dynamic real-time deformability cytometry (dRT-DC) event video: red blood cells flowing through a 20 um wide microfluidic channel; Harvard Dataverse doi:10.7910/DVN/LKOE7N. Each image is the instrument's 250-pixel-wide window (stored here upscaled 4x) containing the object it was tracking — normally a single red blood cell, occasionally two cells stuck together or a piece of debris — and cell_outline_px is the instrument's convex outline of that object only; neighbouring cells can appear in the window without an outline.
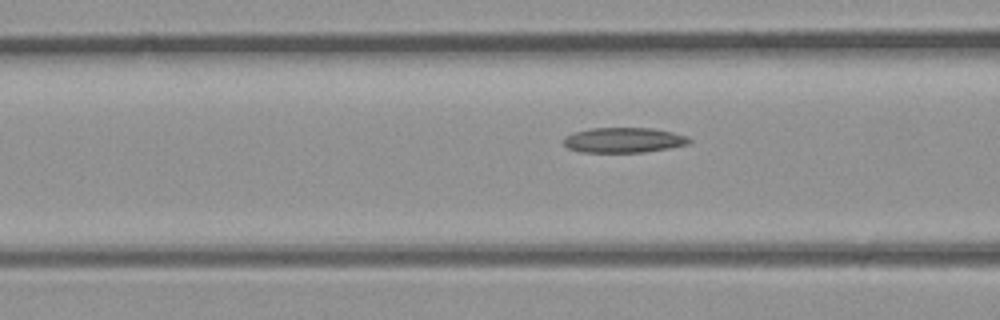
{"species": "common noctule bat (a hibernating species)", "species_latin": "Nyctalus noctula", "temperature_condition": "room temperature", "stored_images_in_passage": 3, "camera_frame_rate_fps": 3000, "um_per_image_px": 0.085, "animal": {"sex": "male", "body_mass_g": 23.1, "forearm_length_mm": 52.7}, "frame": {"image": 1, "passage_image": 3, "time_ms": 0.667, "image_size_px": [1000, 320], "cell_outline_px": [[692, 140], [688, 144], [668, 148], [644, 152], [580, 152], [568, 148], [564, 144], [564, 136], [576, 132], [592, 128], [652, 128], [672, 132], [688, 136]], "centroid_in_image_um": [53.02, 11.91], "position_along_channel_um": 113.6, "area_um2": 18.32}}